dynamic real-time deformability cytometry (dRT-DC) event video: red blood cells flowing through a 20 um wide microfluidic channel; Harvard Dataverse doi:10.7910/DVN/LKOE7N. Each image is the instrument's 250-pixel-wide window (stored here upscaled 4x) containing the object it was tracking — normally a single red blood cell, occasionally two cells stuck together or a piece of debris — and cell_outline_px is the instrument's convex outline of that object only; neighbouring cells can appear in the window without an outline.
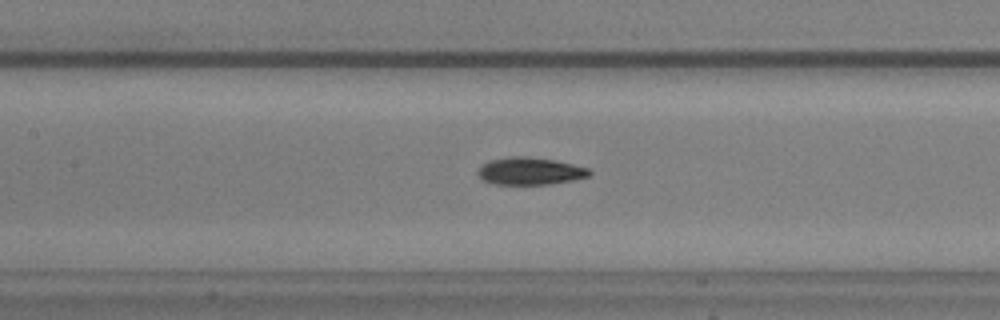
{"species": "common noctule bat (a hibernating species)", "species_latin": "Nyctalus noctula", "temperature_condition": "warm", "stored_images_in_passage": 31, "camera_frame_rate_fps": 3000, "um_per_image_px": 0.085, "animal": {"sex": "male", "body_mass_g": 20.5, "forearm_length_mm": 52.5}, "frame": {"image": 1, "passage_image": 13, "time_ms": 4.0, "image_size_px": [1000, 320], "cell_outline_px": [[592, 172], [588, 176], [572, 180], [548, 184], [492, 184], [480, 180], [476, 172], [484, 164], [492, 160], [512, 156], [528, 156], [552, 160], [572, 164], [588, 168]], "centroid_in_image_um": [45.01, 14.55], "position_along_channel_um": 162.4, "area_um2": 17.63}}
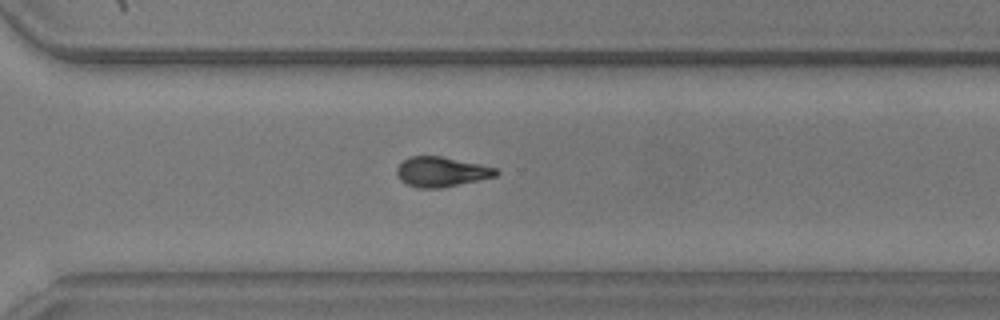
{"frame": {"image": 2, "passage_image": 26, "time_ms": 8.333, "image_size_px": [1000, 320], "cell_outline_px": [[500, 172], [496, 176], [440, 188], [416, 188], [400, 180], [396, 172], [396, 168], [408, 156], [440, 156], [480, 164], [496, 168]], "centroid_in_image_um": [37.5, 14.6], "position_along_channel_um": 333.1, "area_um2": 17.17}}
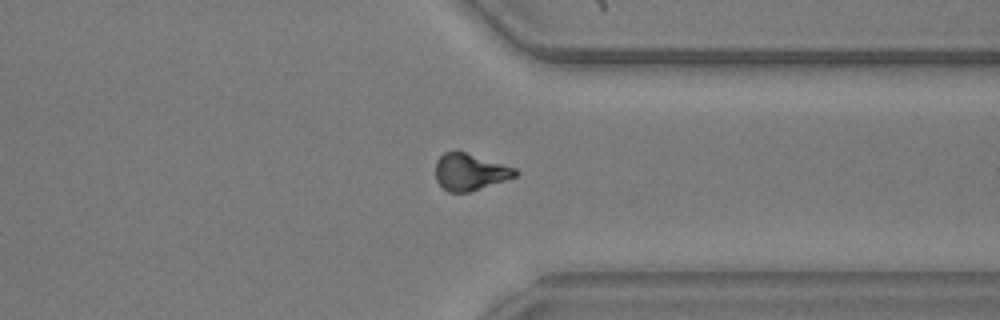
{"frame": {"image": 3, "passage_image": 29, "time_ms": 9.333, "image_size_px": [1000, 320], "cell_outline_px": [[520, 172], [516, 176], [468, 192], [448, 192], [436, 180], [436, 160], [444, 152], [464, 152], [516, 168]], "centroid_in_image_um": [39.94, 14.62], "position_along_channel_um": 371.5, "area_um2": 16.7}}